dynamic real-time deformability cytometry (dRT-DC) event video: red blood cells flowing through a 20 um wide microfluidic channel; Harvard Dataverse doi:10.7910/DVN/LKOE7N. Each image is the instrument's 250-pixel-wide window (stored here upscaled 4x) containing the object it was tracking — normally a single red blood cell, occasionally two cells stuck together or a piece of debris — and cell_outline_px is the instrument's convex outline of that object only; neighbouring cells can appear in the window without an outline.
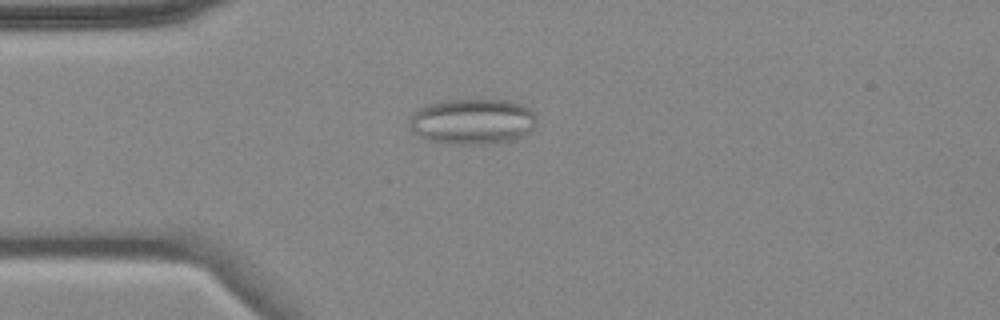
{"species": "common noctule bat (a hibernating species)", "species_latin": "Nyctalus noctula", "temperature_condition": "cold", "stored_images_in_passage": 6, "camera_frame_rate_fps": 3000, "um_per_image_px": 0.085, "animal": {"sex": "female", "body_mass_g": 18.4}, "frame": {"image": 1, "passage_image": 4, "time_ms": 3.667, "image_size_px": [1000, 320], "cell_outline_px": [[536, 124], [532, 132], [528, 136], [512, 140], [480, 144], [456, 144], [428, 140], [420, 136], [408, 124], [416, 108], [428, 104], [444, 100], [508, 100], [520, 104], [528, 108], [536, 116]], "centroid_in_image_um": [40.2, 10.32], "position_along_channel_um": 44.8, "area_um2": 33.93}}